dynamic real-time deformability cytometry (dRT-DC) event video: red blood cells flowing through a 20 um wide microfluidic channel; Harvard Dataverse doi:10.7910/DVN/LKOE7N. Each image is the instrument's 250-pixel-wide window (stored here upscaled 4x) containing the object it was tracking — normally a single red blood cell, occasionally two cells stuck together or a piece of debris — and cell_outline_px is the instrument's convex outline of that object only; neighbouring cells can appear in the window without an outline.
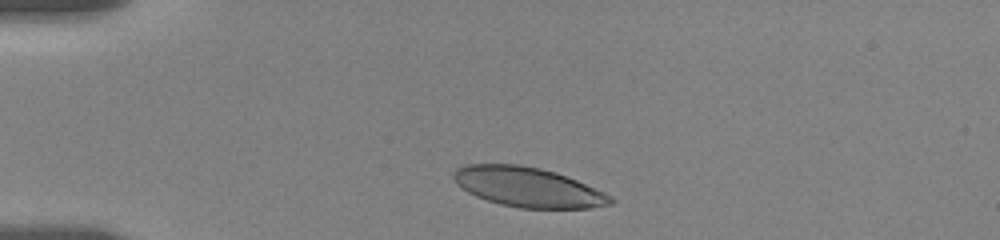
{"species": "human", "species_latin": "Homo sapiens", "temperature_condition": "room temperature", "stored_images_in_passage": 23, "camera_frame_rate_fps": 3000, "um_per_image_px": 0.085, "donor": {"sex": "female"}, "frame": {"image": 1, "passage_image": 2, "time_ms": 1.0, "image_size_px": [1000, 240], "cell_outline_px": [[616, 200], [612, 204], [592, 208], [520, 208], [500, 204], [476, 196], [468, 192], [456, 184], [452, 176], [456, 168], [468, 164], [516, 164], [540, 168], [556, 172], [576, 180], [604, 192], [612, 196]], "centroid_in_image_um": [44.88, 15.91], "position_along_channel_um": 40.1, "area_um2": 36.3}}
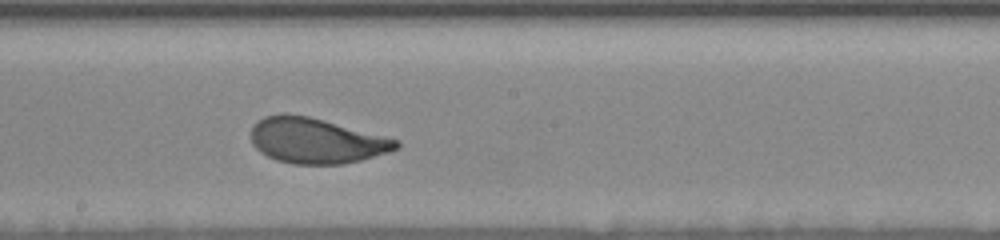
{"frame": {"image": 2, "passage_image": 13, "time_ms": 7.333, "image_size_px": [1000, 240], "cell_outline_px": [[400, 148], [388, 152], [360, 160], [344, 164], [292, 164], [276, 160], [260, 152], [252, 144], [252, 124], [256, 120], [264, 116], [284, 112], [288, 112], [308, 116], [324, 120], [400, 140]], "centroid_in_image_um": [26.85, 11.94], "position_along_channel_um": 221.4, "area_um2": 38.67}}
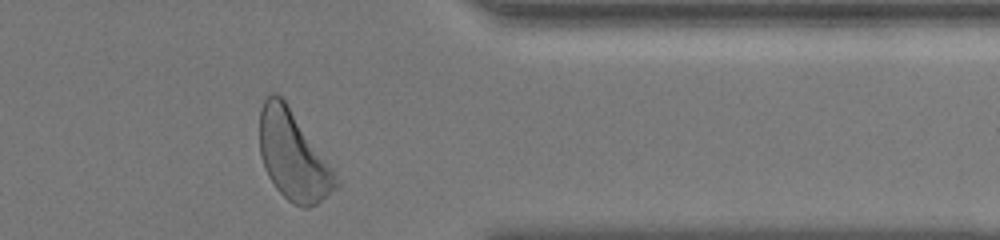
{"frame": {"image": 3, "passage_image": 23, "time_ms": 12.333, "image_size_px": [1000, 240], "cell_outline_px": [[340, 188], [316, 204], [308, 208], [304, 208], [288, 200], [276, 188], [268, 176], [264, 168], [260, 156], [260, 108], [264, 100], [272, 92], [276, 92], [284, 100], [336, 172], [340, 184]], "centroid_in_image_um": [24.93, 13.27], "position_along_channel_um": 386.5, "area_um2": 39.48}, "authors_computed_cell_mechanics": {"area_um2": 38.5526, "velocity_mm_per_s": 3.4682, "shape_relaxation_time_tau1_ms": 2.4475, "shape_relaxation_time_tau2_ms": null, "deformation_change_tau1": 0.1089, "deformation_change_tau2": null}}